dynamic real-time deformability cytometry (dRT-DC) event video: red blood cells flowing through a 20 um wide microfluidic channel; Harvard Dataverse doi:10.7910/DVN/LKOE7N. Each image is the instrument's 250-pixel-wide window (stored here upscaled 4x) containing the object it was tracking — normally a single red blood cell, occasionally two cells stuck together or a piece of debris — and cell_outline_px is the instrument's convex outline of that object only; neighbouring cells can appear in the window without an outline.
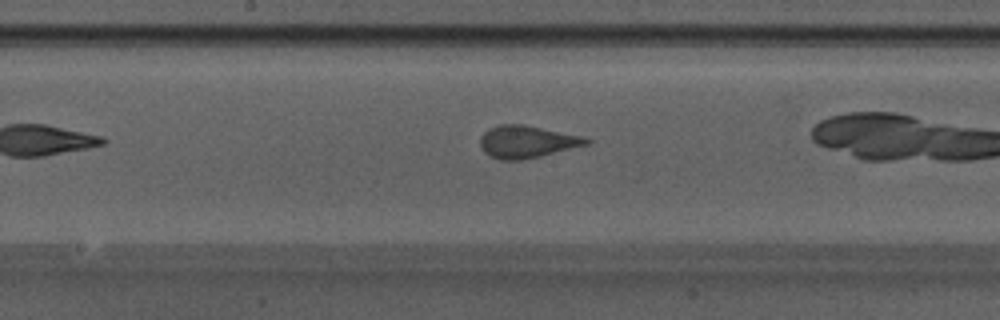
{"species": "Egyptian fruit bat (a non-hibernating species)", "species_latin": "Rousettus aegyptiacus", "temperature_condition": "warm", "stored_images_in_passage": 24, "camera_frame_rate_fps": 3000, "um_per_image_px": 0.085, "animal": {"sex": "male"}, "frame": {"image": 1, "passage_image": 11, "time_ms": 3.333, "image_size_px": [1000, 320], "cell_outline_px": [[592, 140], [588, 144], [540, 156], [520, 160], [500, 160], [484, 152], [480, 148], [480, 136], [488, 128], [500, 124], [524, 124], [580, 136]], "centroid_in_image_um": [44.73, 12.04], "position_along_channel_um": 203.5, "area_um2": 19.83}}
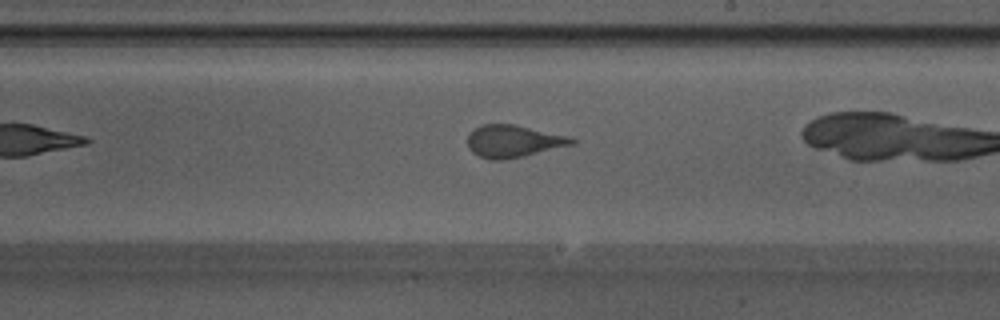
{"frame": {"image": 2, "passage_image": 14, "time_ms": 4.333, "image_size_px": [1000, 320], "cell_outline_px": [[576, 144], [524, 156], [504, 160], [492, 160], [480, 156], [472, 152], [468, 148], [468, 136], [476, 128], [484, 124], [512, 124], [572, 136], [576, 140]], "centroid_in_image_um": [43.69, 12.01], "position_along_channel_um": 245.3, "area_um2": 19.65}}
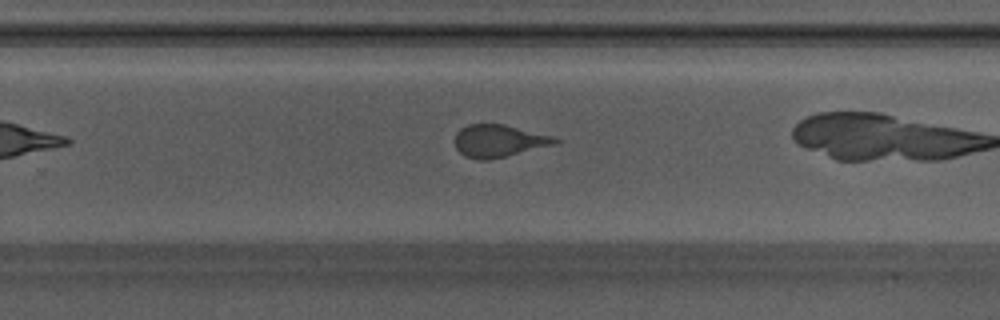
{"frame": {"image": 3, "passage_image": 17, "time_ms": 5.333, "image_size_px": [1000, 320], "cell_outline_px": [[560, 140], [556, 144], [488, 160], [476, 160], [464, 156], [456, 148], [456, 132], [460, 128], [468, 124], [504, 124], [552, 136]], "centroid_in_image_um": [42.37, 11.97], "position_along_channel_um": 287.4, "area_um2": 18.79}}